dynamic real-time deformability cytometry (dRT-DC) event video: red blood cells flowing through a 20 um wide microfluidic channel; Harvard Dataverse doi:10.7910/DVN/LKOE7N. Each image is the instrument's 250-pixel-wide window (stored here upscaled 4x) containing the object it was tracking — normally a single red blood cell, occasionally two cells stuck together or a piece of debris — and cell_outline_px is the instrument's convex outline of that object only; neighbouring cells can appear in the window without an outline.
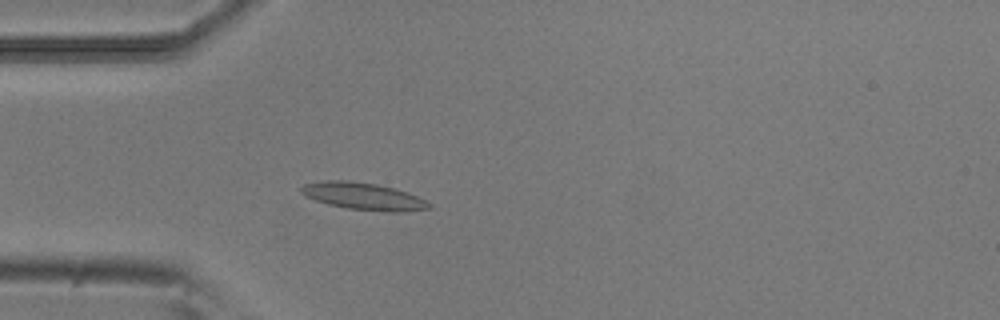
{"species": "common noctule bat (a hibernating species)", "species_latin": "Nyctalus noctula", "temperature_condition": "room temperature", "stored_images_in_passage": 53, "camera_frame_rate_fps": 3000, "um_per_image_px": 0.085, "animal": {"sex": "male", "body_mass_g": 20.5, "forearm_length_mm": 52.5}, "frame": {"image": 1, "passage_image": 15, "time_ms": 4.667, "image_size_px": [1000, 320], "cell_outline_px": [[432, 204], [428, 208], [400, 212], [388, 212], [348, 208], [328, 204], [316, 200], [300, 192], [300, 188], [304, 184], [328, 180], [348, 180], [376, 184], [408, 192]], "centroid_in_image_um": [30.88, 16.68], "position_along_channel_um": 54.1, "area_um2": 19.88}}
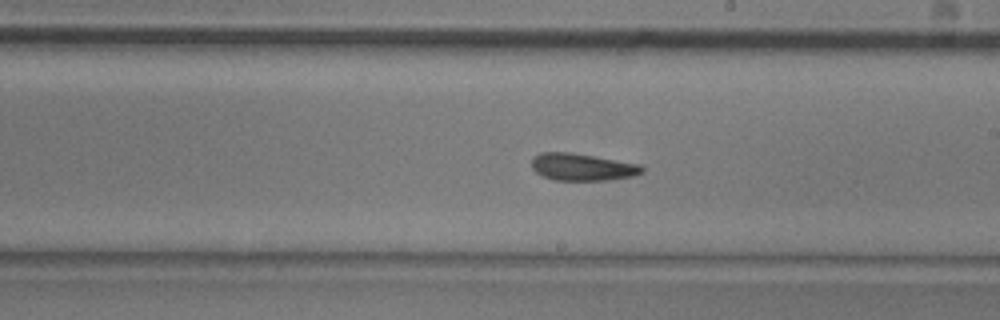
{"frame": {"image": 2, "passage_image": 30, "time_ms": 9.667, "image_size_px": [1000, 320], "cell_outline_px": [[644, 172], [632, 176], [608, 180], [552, 180], [536, 172], [532, 168], [532, 156], [540, 152], [572, 152], [640, 164], [644, 168]], "centroid_in_image_um": [49.48, 14.19], "position_along_channel_um": 239.5, "area_um2": 17.57}}
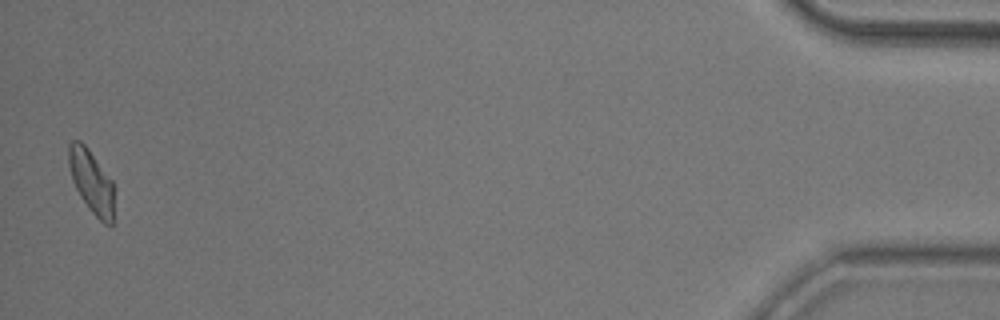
{"frame": {"image": 3, "passage_image": 52, "time_ms": 17.0, "image_size_px": [1000, 320], "cell_outline_px": [[112, 228], [104, 224], [88, 208], [80, 196], [72, 180], [68, 164], [68, 144], [72, 140], [80, 140], [88, 148], [112, 180]], "centroid_in_image_um": [7.74, 15.41], "position_along_channel_um": 427.5, "area_um2": 16.59}, "authors_computed_cell_mechanics": {"area_um2": 17.6868, "velocity_mm_per_s": 3.8113, "shape_relaxation_time_tau1_ms": 9.0564, "shape_relaxation_time_tau2_ms": null, "deformation_change_tau1": 0.1862, "deformation_change_tau2": null}}